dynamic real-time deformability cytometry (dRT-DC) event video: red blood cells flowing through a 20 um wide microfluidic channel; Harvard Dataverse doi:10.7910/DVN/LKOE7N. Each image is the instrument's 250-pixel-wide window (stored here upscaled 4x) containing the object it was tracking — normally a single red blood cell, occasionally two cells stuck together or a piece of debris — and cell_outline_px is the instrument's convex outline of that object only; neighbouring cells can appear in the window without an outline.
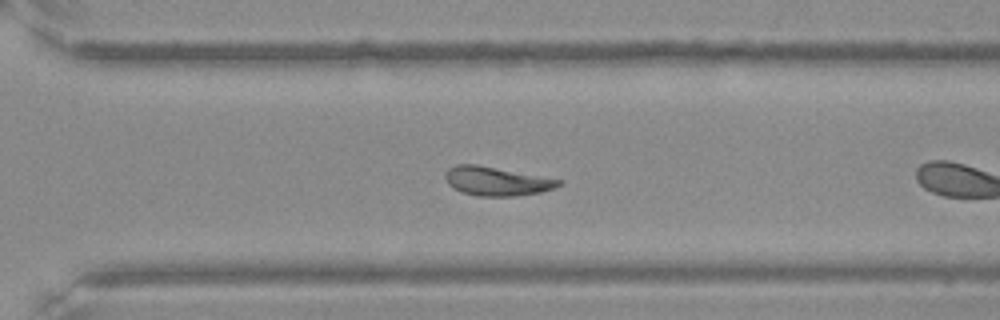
{"species": "Egyptian fruit bat (a non-hibernating species)", "species_latin": "Rousettus aegyptiacus", "temperature_condition": "warm", "stored_images_in_passage": 38, "camera_frame_rate_fps": 3000, "um_per_image_px": 0.085, "frame": {"image": 1, "passage_image": 22, "time_ms": 7.0, "image_size_px": [1000, 320], "cell_outline_px": [[560, 184], [552, 188], [540, 192], [516, 196], [476, 196], [460, 192], [452, 188], [448, 184], [444, 176], [448, 168], [456, 164], [476, 164], [560, 180]], "centroid_in_image_um": [42.1, 15.41], "position_along_channel_um": 328.5, "area_um2": 18.84}, "authors_computed_cell_mechanics": {"area_um2": 19.9699, "velocity_mm_per_s": 3.8035, "shape_relaxation_time_tau1_ms": 7.9763, "shape_relaxation_time_tau2_ms": 2.6434, "deformation_change_tau1": 0.1548, "deformation_change_tau2": 0.1038}}